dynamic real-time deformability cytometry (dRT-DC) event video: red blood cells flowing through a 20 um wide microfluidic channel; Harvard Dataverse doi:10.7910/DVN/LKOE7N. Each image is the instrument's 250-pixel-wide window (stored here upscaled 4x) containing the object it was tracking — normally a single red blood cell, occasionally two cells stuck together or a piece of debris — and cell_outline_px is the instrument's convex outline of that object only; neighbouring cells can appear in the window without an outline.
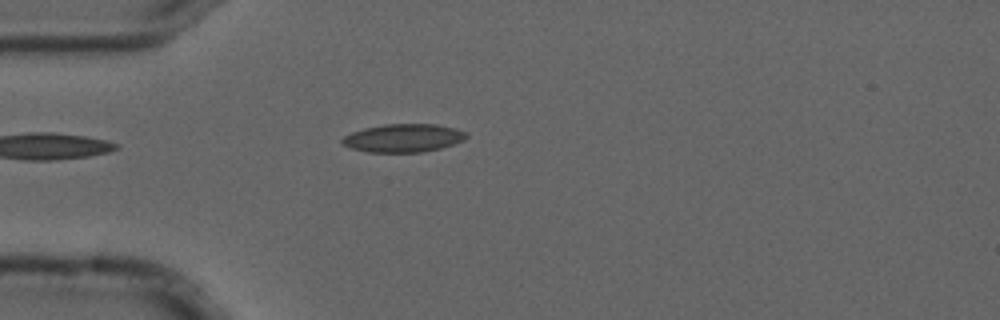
{"species": "common noctule bat (a hibernating species)", "species_latin": "Nyctalus noctula", "temperature_condition": "cold", "stored_images_in_passage": 6, "camera_frame_rate_fps": 3000, "um_per_image_px": 0.085, "animal": {"sex": "male", "forearm_length_mm": 52.5}, "frame": {"image": 1, "passage_image": 6, "time_ms": 1.667, "image_size_px": [1000, 320], "cell_outline_px": [[468, 136], [464, 140], [440, 148], [424, 152], [368, 152], [352, 148], [344, 144], [340, 140], [344, 136], [352, 132], [364, 128], [384, 124], [436, 124], [456, 128], [468, 132]], "centroid_in_image_um": [34.32, 11.72], "position_along_channel_um": 50.7, "area_um2": 20.4}}